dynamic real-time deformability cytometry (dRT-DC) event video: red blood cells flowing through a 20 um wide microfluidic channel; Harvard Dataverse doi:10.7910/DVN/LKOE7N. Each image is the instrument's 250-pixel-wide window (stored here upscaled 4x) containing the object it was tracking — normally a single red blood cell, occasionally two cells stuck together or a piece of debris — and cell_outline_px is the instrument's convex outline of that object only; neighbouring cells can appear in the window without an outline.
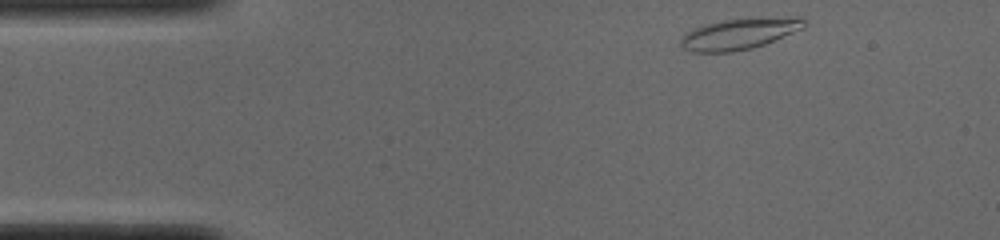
{"species": "common noctule bat (a hibernating species)", "species_latin": "Nyctalus noctula", "temperature_condition": "cold", "stored_images_in_passage": 46, "camera_frame_rate_fps": 3000, "um_per_image_px": 0.085, "animal": {"sex": "male", "body_mass_g": 19.0, "forearm_length_mm": 50.8}, "frame": {"image": 1, "passage_image": 1, "time_ms": 0.0, "image_size_px": [1000, 240], "cell_outline_px": [[804, 28], [764, 44], [752, 48], [732, 52], [692, 52], [684, 48], [680, 44], [680, 40], [684, 32], [692, 28], [704, 24], [724, 20], [748, 16], [800, 16], [804, 20]], "centroid_in_image_um": [62.85, 2.83], "position_along_channel_um": 22.2, "area_um2": 23.0}}
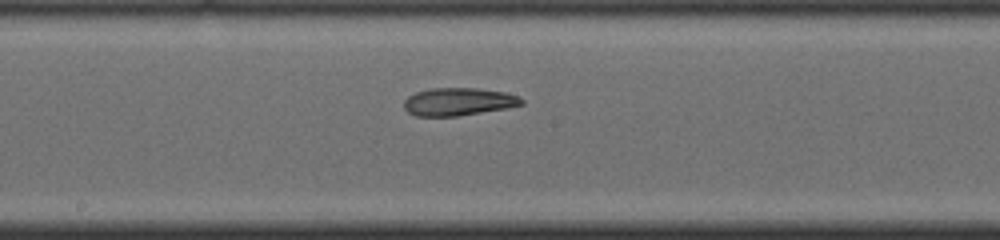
{"frame": {"image": 2, "passage_image": 21, "time_ms": 6.667, "image_size_px": [1000, 240], "cell_outline_px": [[524, 104], [508, 108], [456, 116], [416, 116], [408, 112], [404, 108], [404, 100], [408, 96], [416, 92], [428, 88], [476, 88], [504, 92], [520, 96], [524, 100]], "centroid_in_image_um": [38.97, 8.64], "position_along_channel_um": 209.2, "area_um2": 19.13}}
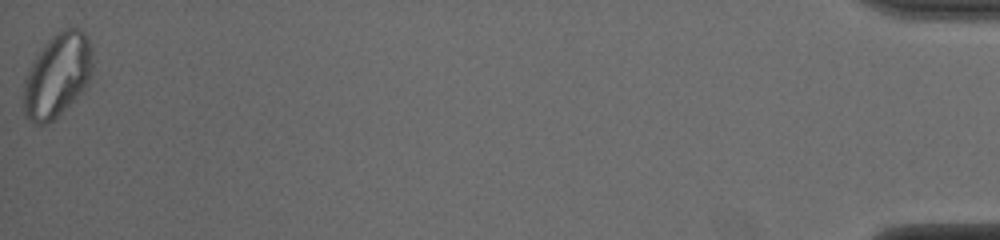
{"frame": {"image": 3, "passage_image": 46, "time_ms": 15.0, "image_size_px": [1000, 240], "cell_outline_px": [[92, 76], [88, 84], [52, 120], [44, 124], [36, 124], [28, 120], [24, 116], [24, 80], [28, 68], [32, 60], [44, 44], [56, 32], [68, 28], [80, 28], [84, 32], [92, 48]], "centroid_in_image_um": [4.86, 6.37], "position_along_channel_um": 430.3, "area_um2": 33.52}, "authors_computed_cell_mechanics": {"area_um2": 20.9814, "velocity_mm_per_s": 3.862, "shape_relaxation_time_tau1_ms": 9.2867, "shape_relaxation_time_tau2_ms": 2.8909, "deformation_change_tau1": 0.2214, "deformation_change_tau2": 0.0989}}